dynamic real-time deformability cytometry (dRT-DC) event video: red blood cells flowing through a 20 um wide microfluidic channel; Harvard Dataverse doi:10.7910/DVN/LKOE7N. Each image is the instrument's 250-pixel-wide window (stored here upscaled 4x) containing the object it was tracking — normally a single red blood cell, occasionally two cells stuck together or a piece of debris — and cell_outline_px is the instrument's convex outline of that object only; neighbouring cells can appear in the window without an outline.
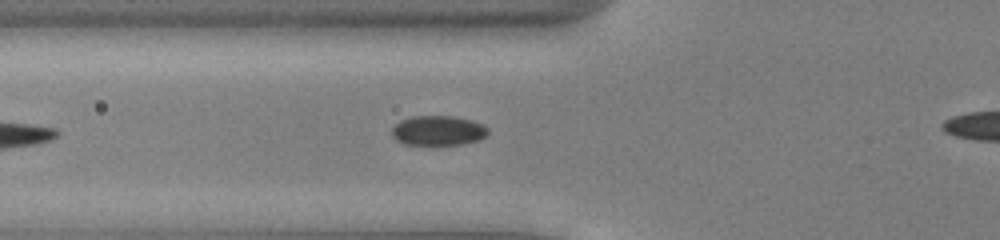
{"species": "common noctule bat (a hibernating species)", "species_latin": "Nyctalus noctula", "temperature_condition": "cold", "stored_images_in_passage": 37, "camera_frame_rate_fps": 3000, "um_per_image_px": 0.085, "animal": {"sex": "male", "body_mass_g": 13.0, "forearm_length_mm": 53.1}, "frame": {"image": 1, "passage_image": 9, "time_ms": 2.667, "image_size_px": [1000, 240], "cell_outline_px": [[488, 132], [484, 136], [476, 140], [460, 144], [404, 144], [396, 140], [392, 136], [392, 128], [400, 120], [412, 116], [456, 116], [472, 120], [484, 124], [488, 128]], "centroid_in_image_um": [37.22, 11.08], "position_along_channel_um": 88.6, "area_um2": 16.59}}
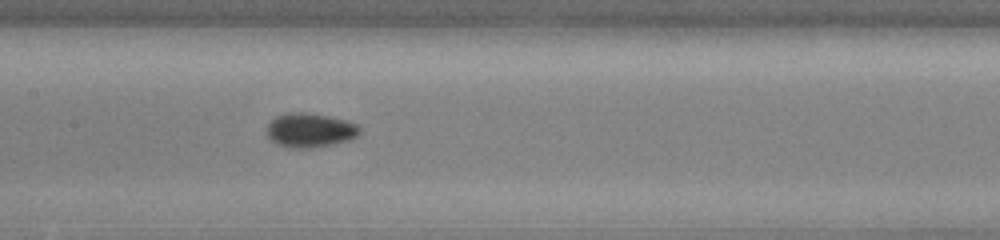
{"frame": {"image": 2, "passage_image": 16, "time_ms": 5.0, "image_size_px": [1000, 240], "cell_outline_px": [[360, 132], [356, 136], [348, 140], [308, 148], [288, 148], [276, 144], [268, 136], [268, 124], [276, 116], [288, 112], [304, 112], [328, 116], [344, 120], [356, 124], [360, 128]], "centroid_in_image_um": [26.32, 11.06], "position_along_channel_um": 181.1, "area_um2": 18.21}}
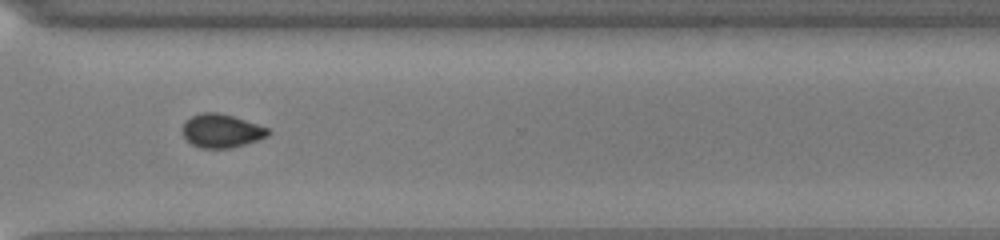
{"frame": {"image": 3, "passage_image": 29, "time_ms": 9.333, "image_size_px": [1000, 240], "cell_outline_px": [[272, 132], [268, 136], [232, 148], [200, 148], [192, 144], [184, 136], [184, 120], [200, 112], [220, 112], [268, 128]], "centroid_in_image_um": [18.82, 11.11], "position_along_channel_um": 351.8, "area_um2": 16.59}, "authors_computed_cell_mechanics": {"area_um2": 17.1666, "velocity_mm_per_s": 3.9464, "shape_relaxation_time_tau1_ms": 2.1922, "shape_relaxation_time_tau2_ms": null, "deformation_change_tau1": 0.0685, "deformation_change_tau2": null}}